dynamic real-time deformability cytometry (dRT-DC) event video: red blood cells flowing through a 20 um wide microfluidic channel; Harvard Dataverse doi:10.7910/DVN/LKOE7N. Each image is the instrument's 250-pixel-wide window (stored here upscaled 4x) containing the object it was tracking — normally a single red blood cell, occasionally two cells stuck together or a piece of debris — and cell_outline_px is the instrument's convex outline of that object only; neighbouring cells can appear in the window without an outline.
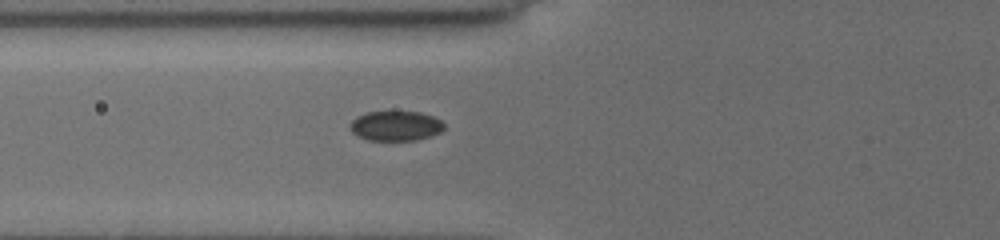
{"species": "common noctule bat (a hibernating species)", "species_latin": "Nyctalus noctula", "temperature_condition": "cold", "stored_images_in_passage": 9, "camera_frame_rate_fps": 3000, "um_per_image_px": 0.085, "animal": {"sex": "female", "body_mass_g": 19.5, "forearm_length_mm": 54.1}, "frame": {"image": 1, "passage_image": 6, "time_ms": 4.333, "image_size_px": [1000, 240], "cell_outline_px": [[444, 128], [440, 132], [432, 136], [416, 140], [368, 140], [352, 132], [348, 128], [352, 120], [356, 116], [368, 112], [420, 112], [432, 116], [440, 120], [444, 124]], "centroid_in_image_um": [33.63, 10.7], "position_along_channel_um": 92.2, "area_um2": 16.3}}
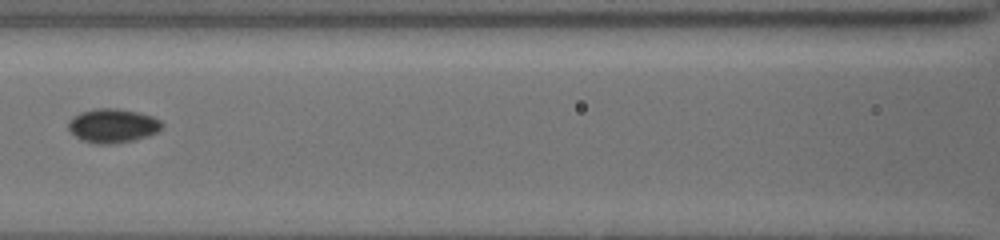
{"frame": {"image": 2, "passage_image": 8, "time_ms": 6.0, "image_size_px": [1000, 240], "cell_outline_px": [[164, 124], [156, 132], [132, 140], [112, 144], [96, 144], [80, 140], [68, 128], [68, 124], [80, 112], [96, 108], [120, 108], [152, 116], [160, 120]], "centroid_in_image_um": [9.57, 10.68], "position_along_channel_um": 157.0, "area_um2": 18.26}}